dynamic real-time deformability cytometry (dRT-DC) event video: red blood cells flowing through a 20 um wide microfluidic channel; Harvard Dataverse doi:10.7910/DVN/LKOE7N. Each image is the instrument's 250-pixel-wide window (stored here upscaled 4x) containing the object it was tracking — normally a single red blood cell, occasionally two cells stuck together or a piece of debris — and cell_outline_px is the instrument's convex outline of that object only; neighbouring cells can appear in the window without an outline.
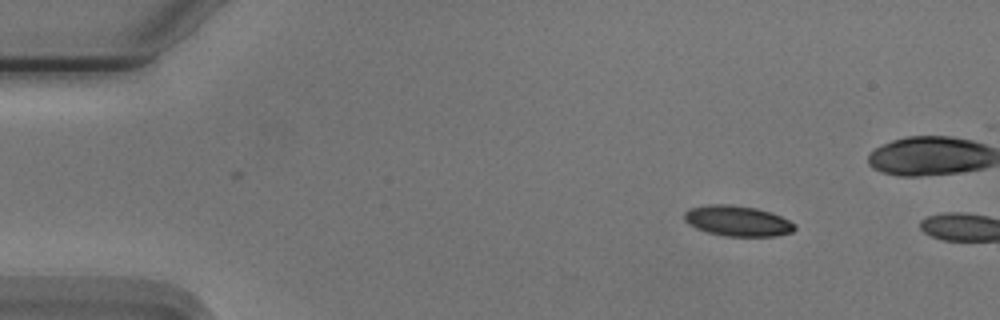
{"species": "Egyptian fruit bat (a non-hibernating species)", "species_latin": "Rousettus aegyptiacus", "temperature_condition": "cold", "stored_images_in_passage": 3, "camera_frame_rate_fps": 3000, "um_per_image_px": 0.085, "animal": {"sex": "male"}, "frame": {"image": 1, "passage_image": 1, "time_ms": 0.0, "image_size_px": [1000, 320], "cell_outline_px": [[796, 228], [792, 232], [776, 236], [724, 236], [708, 232], [696, 228], [688, 224], [684, 220], [684, 212], [692, 208], [708, 204], [732, 204], [756, 208], [772, 212], [796, 224]], "centroid_in_image_um": [62.7, 18.77], "position_along_channel_um": 22.3, "area_um2": 19.71}}